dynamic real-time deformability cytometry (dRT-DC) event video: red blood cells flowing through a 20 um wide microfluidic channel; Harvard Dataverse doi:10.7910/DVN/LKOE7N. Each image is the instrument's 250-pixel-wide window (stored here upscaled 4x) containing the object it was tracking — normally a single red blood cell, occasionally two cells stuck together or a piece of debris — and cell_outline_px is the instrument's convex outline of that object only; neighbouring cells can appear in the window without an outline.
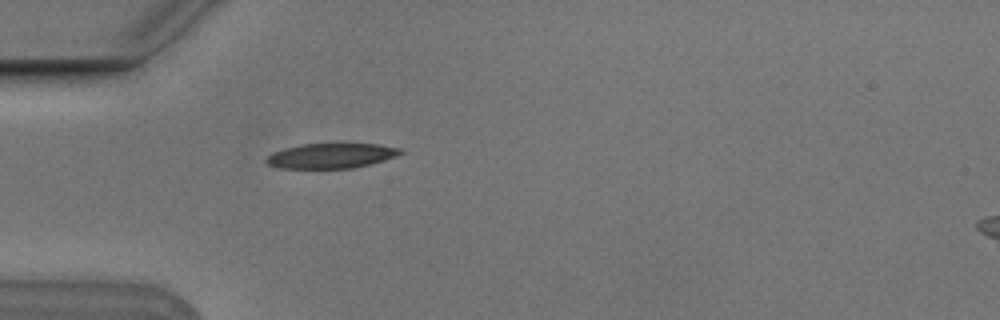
{"species": "Egyptian fruit bat (a non-hibernating species)", "species_latin": "Rousettus aegyptiacus", "temperature_condition": "cold", "stored_images_in_passage": 35, "camera_frame_rate_fps": 3000, "um_per_image_px": 0.085, "animal": {"sex": "male"}, "frame": {"image": 1, "passage_image": 1, "time_ms": 0.0, "image_size_px": [1000, 320], "cell_outline_px": [[404, 152], [396, 156], [384, 160], [352, 168], [280, 168], [268, 164], [264, 160], [272, 152], [300, 144], [380, 144], [400, 148]], "centroid_in_image_um": [28.14, 13.23], "position_along_channel_um": 56.9, "area_um2": 19.36}}
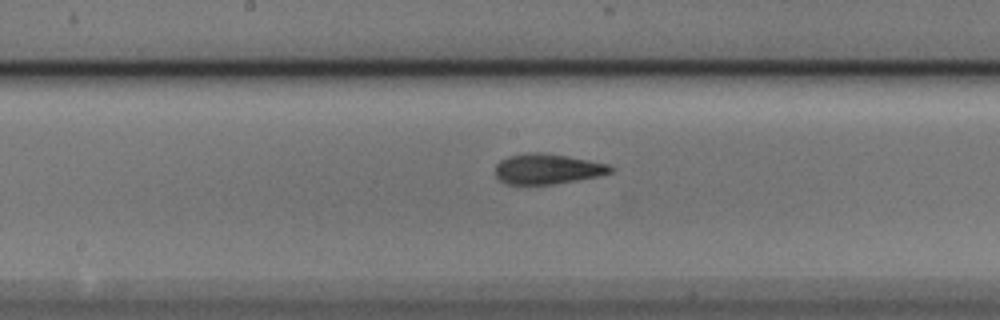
{"frame": {"image": 2, "passage_image": 13, "time_ms": 4.0, "image_size_px": [1000, 320], "cell_outline_px": [[616, 168], [612, 172], [600, 176], [556, 184], [508, 184], [500, 180], [496, 176], [496, 164], [500, 160], [508, 156], [532, 152], [544, 152], [568, 156], [612, 164]], "centroid_in_image_um": [46.6, 14.35], "position_along_channel_um": 201.6, "area_um2": 20.63}}
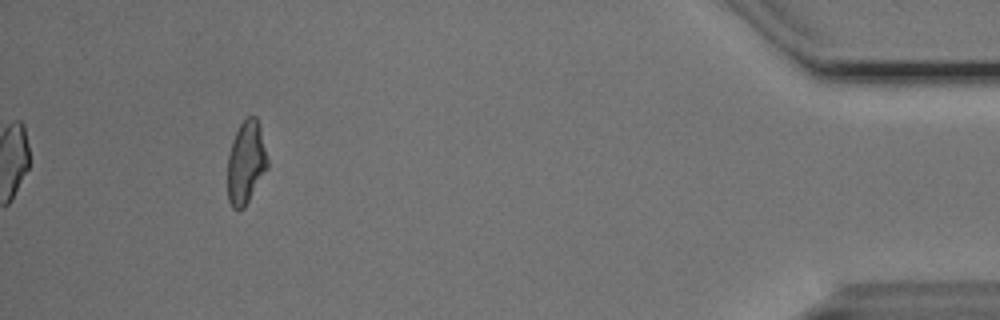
{"frame": {"image": 3, "passage_image": 35, "time_ms": 11.333, "image_size_px": [1000, 320], "cell_outline_px": [[268, 168], [244, 208], [240, 212], [236, 212], [232, 208], [228, 200], [228, 156], [232, 140], [240, 124], [248, 116], [256, 116], [260, 128], [268, 160]], "centroid_in_image_um": [20.9, 13.86], "position_along_channel_um": 414.3, "area_um2": 19.36}, "authors_computed_cell_mechanics": {"area_um2": 20.2878, "velocity_mm_per_s": 3.7734, "shape_relaxation_time_tau1_ms": 4.6727, "shape_relaxation_time_tau2_ms": 2.8205, "deformation_change_tau1": 0.1598, "deformation_change_tau2": 0.1016}}